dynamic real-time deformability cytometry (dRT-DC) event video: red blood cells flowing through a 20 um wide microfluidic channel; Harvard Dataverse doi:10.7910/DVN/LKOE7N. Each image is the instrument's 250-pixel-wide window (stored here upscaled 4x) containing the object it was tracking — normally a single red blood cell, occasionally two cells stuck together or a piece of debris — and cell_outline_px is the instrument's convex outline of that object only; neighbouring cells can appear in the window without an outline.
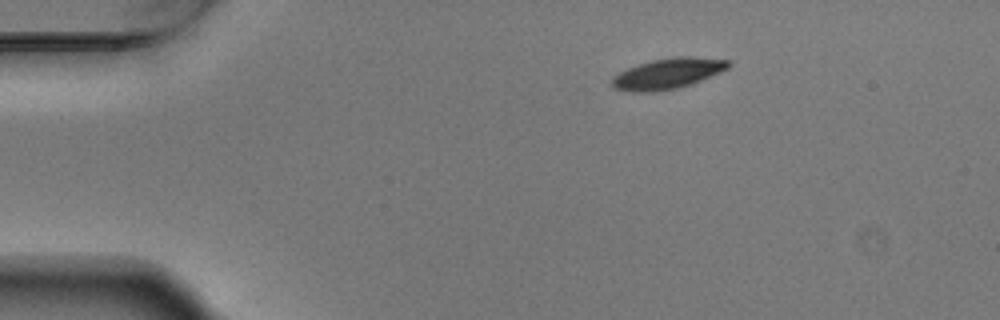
{"species": "Egyptian fruit bat (a non-hibernating species)", "species_latin": "Rousettus aegyptiacus", "temperature_condition": "warm", "stored_images_in_passage": 3, "camera_frame_rate_fps": 3000, "um_per_image_px": 0.085, "animal": {"sex": "male"}, "frame": {"image": 1, "passage_image": 1, "time_ms": 0.0, "image_size_px": [1000, 320], "cell_outline_px": [[732, 64], [728, 68], [692, 84], [676, 88], [652, 92], [632, 92], [612, 88], [612, 76], [628, 68], [652, 60], [672, 56], [688, 56], [732, 60]], "centroid_in_image_um": [56.77, 6.25], "position_along_channel_um": 28.2, "area_um2": 20.81}}